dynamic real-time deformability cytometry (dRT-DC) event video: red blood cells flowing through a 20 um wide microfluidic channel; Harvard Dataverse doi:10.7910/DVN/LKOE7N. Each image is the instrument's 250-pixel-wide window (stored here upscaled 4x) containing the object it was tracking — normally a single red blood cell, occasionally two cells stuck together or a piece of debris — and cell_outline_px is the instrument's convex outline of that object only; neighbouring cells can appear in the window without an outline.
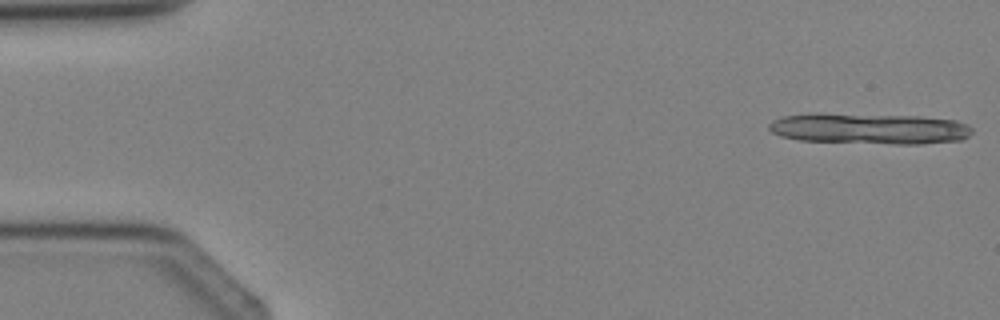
{"species": "Egyptian fruit bat (a non-hibernating species)", "species_latin": "Rousettus aegyptiacus", "temperature_condition": "cold", "stored_images_in_passage": 5, "segment_of_instrument_passage": [1, 2], "camera_frame_rate_fps": 3000, "um_per_image_px": 0.085, "animal": {"sex": "female"}, "frame": {"image": 1, "passage_image": 1, "time_ms": 0.0, "image_size_px": [1000, 320], "cell_outline_px": [[972, 132], [964, 140], [924, 144], [892, 144], [800, 140], [780, 136], [772, 132], [768, 128], [768, 124], [772, 120], [784, 116], [920, 116], [956, 120], [968, 124], [972, 128]], "centroid_in_image_um": [74.05, 10.98], "position_along_channel_um": 10.9, "area_um2": 35.37}}